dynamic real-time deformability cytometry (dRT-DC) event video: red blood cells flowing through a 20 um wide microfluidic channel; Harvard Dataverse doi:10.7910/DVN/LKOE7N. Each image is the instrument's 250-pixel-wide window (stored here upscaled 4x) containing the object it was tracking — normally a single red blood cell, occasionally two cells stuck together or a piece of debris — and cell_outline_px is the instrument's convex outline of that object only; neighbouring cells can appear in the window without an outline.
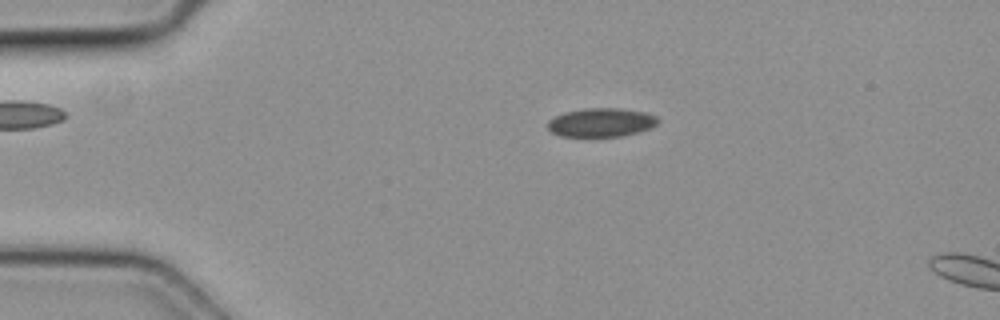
{"species": "common noctule bat (a hibernating species)", "species_latin": "Nyctalus noctula", "temperature_condition": "cold", "stored_images_in_passage": 10, "camera_frame_rate_fps": 3000, "um_per_image_px": 0.085, "animal": {"sex": "female", "body_mass_g": 19.3, "forearm_length_mm": 54.1}, "frame": {"image": 1, "passage_image": 7, "time_ms": 2.0, "image_size_px": [1000, 320], "cell_outline_px": [[660, 120], [652, 128], [640, 132], [620, 136], [560, 136], [552, 132], [548, 128], [548, 120], [564, 112], [584, 108], [620, 108], [644, 112], [656, 116]], "centroid_in_image_um": [51.12, 10.4], "position_along_channel_um": 33.9, "area_um2": 18.5}}